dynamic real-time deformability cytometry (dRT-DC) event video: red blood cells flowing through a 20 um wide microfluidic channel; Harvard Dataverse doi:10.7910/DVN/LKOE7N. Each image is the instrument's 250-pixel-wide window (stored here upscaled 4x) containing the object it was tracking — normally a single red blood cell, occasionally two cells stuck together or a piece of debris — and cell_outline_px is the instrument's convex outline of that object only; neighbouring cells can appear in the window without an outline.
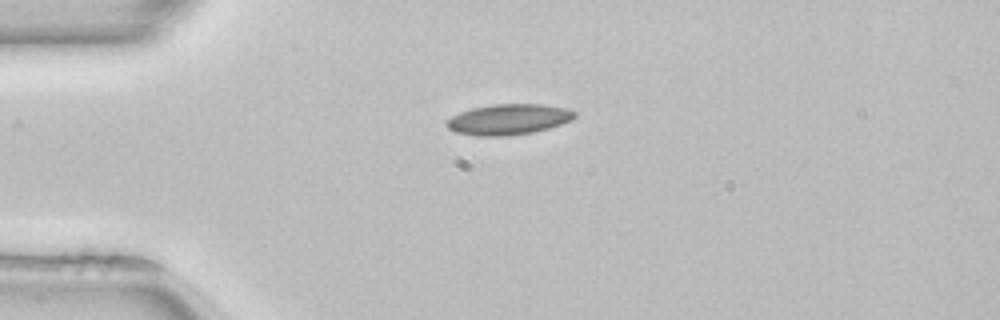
{"species": "common noctule bat (a hibernating species)", "species_latin": "Nyctalus noctula", "temperature_condition": "room temperature", "stored_images_in_passage": 22, "camera_frame_rate_fps": 3000, "um_per_image_px": 0.085, "animal": {"sex": "female", "body_mass_g": 22.7, "forearm_length_mm": 54.2}, "frame": {"image": 1, "passage_image": 13, "time_ms": 4.0, "image_size_px": [1000, 320], "cell_outline_px": [[576, 116], [572, 120], [548, 128], [532, 132], [508, 136], [476, 136], [456, 132], [448, 128], [444, 124], [452, 116], [460, 112], [472, 108], [492, 104], [540, 104], [568, 108], [576, 112]], "centroid_in_image_um": [43.22, 10.14], "position_along_channel_um": 41.8, "area_um2": 22.89}}